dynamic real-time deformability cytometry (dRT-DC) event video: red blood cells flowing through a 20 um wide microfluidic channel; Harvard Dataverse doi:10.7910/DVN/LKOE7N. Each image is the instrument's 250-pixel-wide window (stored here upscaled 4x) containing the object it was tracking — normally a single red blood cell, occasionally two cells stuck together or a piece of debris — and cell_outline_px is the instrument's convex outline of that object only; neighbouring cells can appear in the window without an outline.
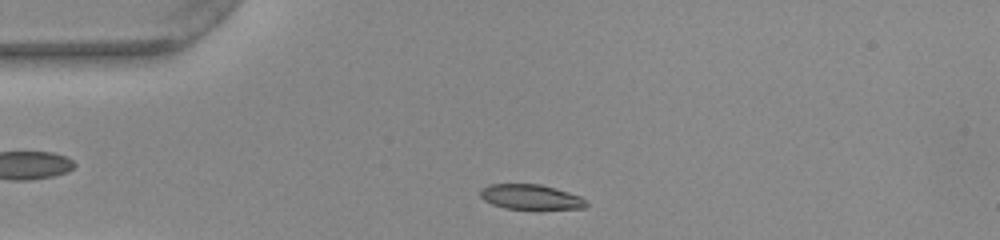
{"species": "common noctule bat (a hibernating species)", "species_latin": "Nyctalus noctula", "temperature_condition": "warm", "stored_images_in_passage": 33, "camera_frame_rate_fps": 3000, "um_per_image_px": 0.085, "animal": {"sex": "female", "body_mass_g": 22.0, "forearm_length_mm": 56.7}, "frame": {"image": 1, "passage_image": 4, "time_ms": 1.0, "image_size_px": [1000, 240], "cell_outline_px": [[588, 204], [584, 208], [540, 212], [504, 208], [492, 204], [484, 200], [480, 196], [480, 192], [488, 184], [540, 184], [568, 192], [580, 196]], "centroid_in_image_um": [45.15, 16.8], "position_along_channel_um": 39.8, "area_um2": 16.18}}
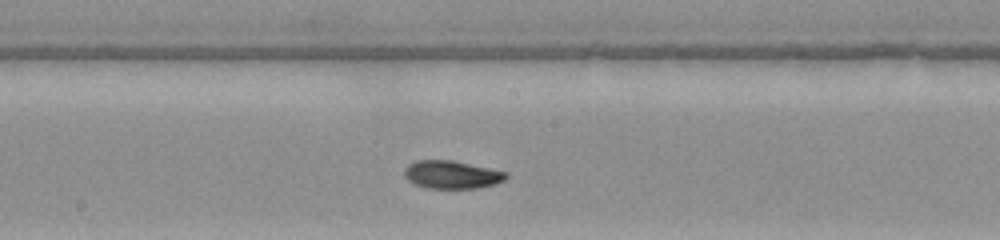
{"frame": {"image": 2, "passage_image": 19, "time_ms": 6.0, "image_size_px": [1000, 240], "cell_outline_px": [[508, 176], [504, 180], [496, 184], [476, 188], [424, 188], [408, 180], [404, 176], [404, 168], [408, 164], [416, 160], [452, 160], [508, 172]], "centroid_in_image_um": [38.39, 14.84], "position_along_channel_um": 209.8, "area_um2": 16.65}}
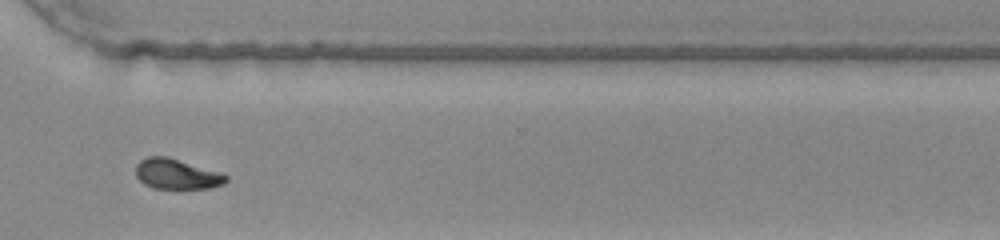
{"frame": {"image": 3, "passage_image": 30, "time_ms": 9.667, "image_size_px": [1000, 240], "cell_outline_px": [[228, 180], [224, 184], [208, 188], [152, 188], [144, 184], [136, 176], [136, 164], [140, 160], [148, 156], [168, 156], [220, 172], [228, 176]], "centroid_in_image_um": [15.01, 14.78], "position_along_channel_um": 355.6, "area_um2": 15.95}, "authors_computed_cell_mechanics": {"area_um2": 16.3574, "velocity_mm_per_s": 3.9661, "shape_relaxation_time_tau1_ms": 4.1791, "shape_relaxation_time_tau2_ms": 5.1278, "deformation_change_tau1": 0.1459, "deformation_change_tau2": 0.0659}}